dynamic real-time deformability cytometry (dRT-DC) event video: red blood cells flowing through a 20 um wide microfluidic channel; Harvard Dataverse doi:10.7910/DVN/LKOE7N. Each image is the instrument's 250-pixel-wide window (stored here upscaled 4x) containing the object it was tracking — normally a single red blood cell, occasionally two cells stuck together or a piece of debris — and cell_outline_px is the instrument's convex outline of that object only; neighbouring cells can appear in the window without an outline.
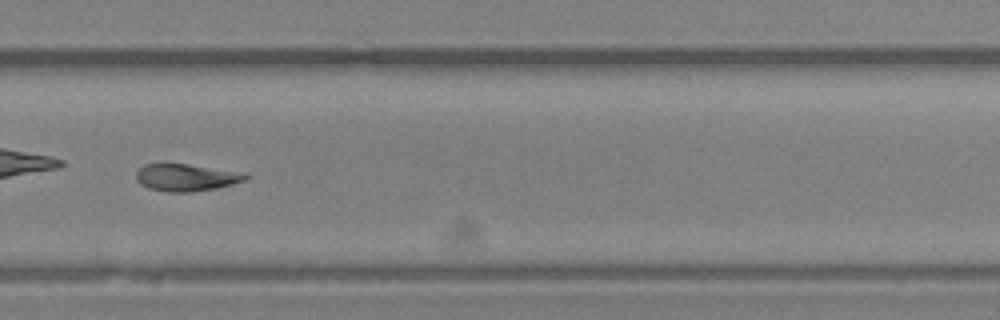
{"species": "Egyptian fruit bat (a non-hibernating species)", "species_latin": "Rousettus aegyptiacus", "temperature_condition": "room temperature", "stored_images_in_passage": 43, "camera_frame_rate_fps": 3000, "um_per_image_px": 0.085, "animal": {"sex": "female"}, "frame": {"image": 1, "passage_image": 31, "time_ms": 10.0, "image_size_px": [1000, 320], "cell_outline_px": [[252, 176], [244, 180], [232, 184], [216, 188], [192, 192], [168, 192], [148, 188], [140, 184], [136, 180], [136, 172], [144, 164], [188, 164], [248, 172]], "centroid_in_image_um": [15.88, 15.08], "position_along_channel_um": 313.9, "area_um2": 17.57}}